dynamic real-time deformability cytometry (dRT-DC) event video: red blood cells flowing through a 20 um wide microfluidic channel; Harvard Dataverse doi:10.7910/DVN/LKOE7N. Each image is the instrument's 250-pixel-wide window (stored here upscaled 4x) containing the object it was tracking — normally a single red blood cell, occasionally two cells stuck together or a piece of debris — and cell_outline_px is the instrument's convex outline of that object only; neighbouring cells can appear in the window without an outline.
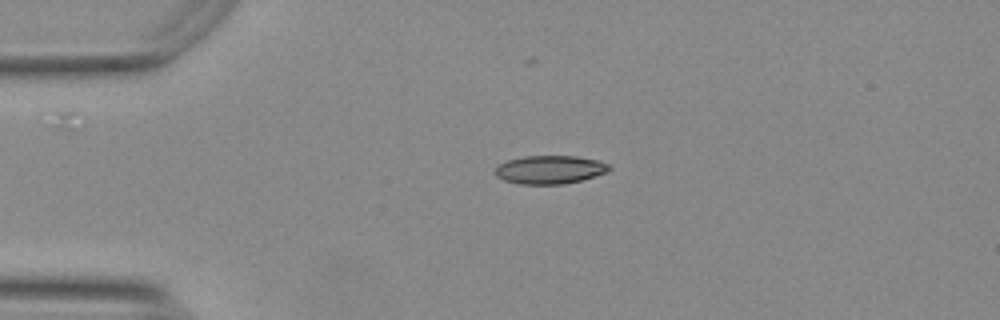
{"species": "Egyptian fruit bat (a non-hibernating species)", "species_latin": "Rousettus aegyptiacus", "temperature_condition": "warm", "stored_images_in_passage": 44, "camera_frame_rate_fps": 3000, "um_per_image_px": 0.085, "animal": {"sex": "female"}, "frame": {"image": 1, "passage_image": 1, "time_ms": 0.0, "image_size_px": [1000, 320], "cell_outline_px": [[612, 168], [608, 172], [580, 180], [564, 184], [520, 184], [504, 180], [496, 176], [496, 168], [500, 164], [508, 160], [524, 156], [576, 156], [600, 160], [608, 164]], "centroid_in_image_um": [46.77, 14.41], "position_along_channel_um": 38.2, "area_um2": 18.79}}
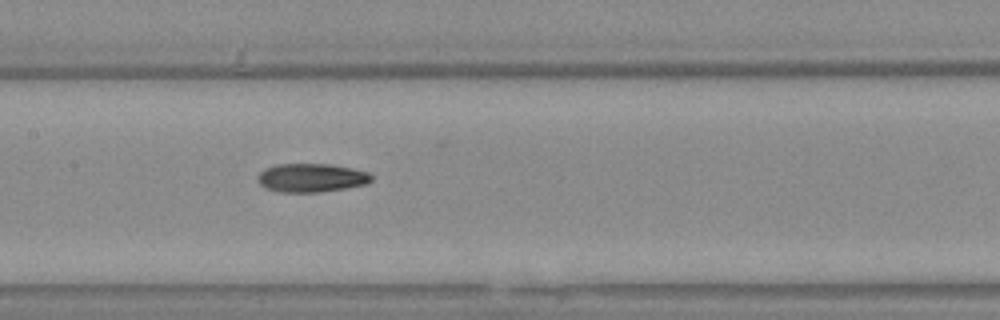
{"frame": {"image": 2, "passage_image": 15, "time_ms": 4.667, "image_size_px": [1000, 320], "cell_outline_px": [[372, 180], [364, 184], [348, 188], [320, 192], [280, 192], [264, 188], [260, 184], [256, 176], [264, 168], [276, 164], [332, 164], [352, 168], [368, 172], [372, 176]], "centroid_in_image_um": [26.44, 15.11], "position_along_channel_um": 181.0, "area_um2": 19.13}}
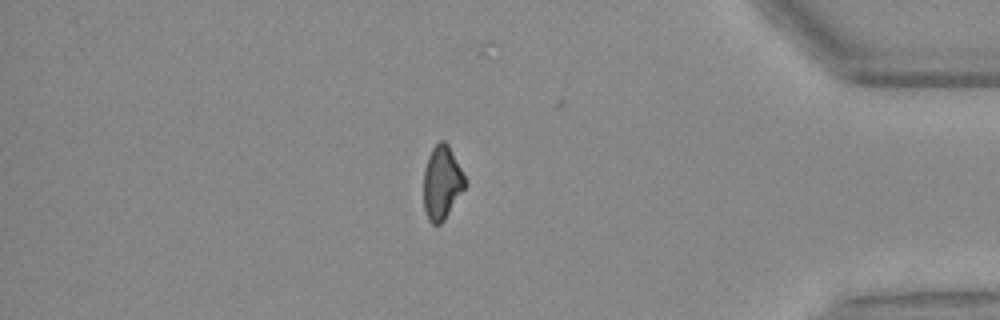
{"frame": {"image": 3, "passage_image": 35, "time_ms": 11.333, "image_size_px": [1000, 320], "cell_outline_px": [[468, 184], [444, 220], [440, 224], [432, 224], [428, 220], [424, 208], [424, 168], [428, 156], [432, 148], [440, 140], [444, 140], [448, 144]], "centroid_in_image_um": [37.56, 15.54], "position_along_channel_um": 397.6, "area_um2": 17.74}, "authors_computed_cell_mechanics": {"area_um2": 18.6405, "velocity_mm_per_s": 3.7674, "shape_relaxation_time_tau1_ms": 10.917, "shape_relaxation_time_tau2_ms": 3.9728, "deformation_change_tau1": 0.2154, "deformation_change_tau2": 0.0976}}